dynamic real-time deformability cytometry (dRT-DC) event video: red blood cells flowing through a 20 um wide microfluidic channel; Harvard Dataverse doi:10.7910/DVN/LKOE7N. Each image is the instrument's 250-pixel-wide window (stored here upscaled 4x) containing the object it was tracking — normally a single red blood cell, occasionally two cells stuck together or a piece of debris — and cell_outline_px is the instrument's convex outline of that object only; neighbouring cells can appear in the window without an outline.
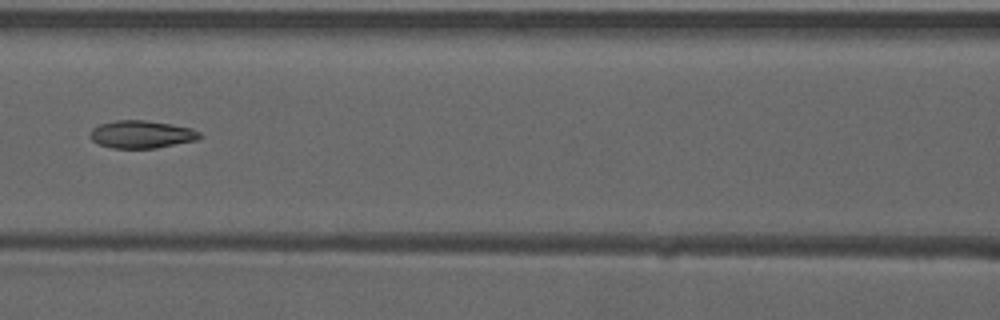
{"species": "common noctule bat (a hibernating species)", "species_latin": "Nyctalus noctula", "temperature_condition": "warm", "stored_images_in_passage": 7, "camera_frame_rate_fps": 3000, "um_per_image_px": 0.085, "animal": {"sex": "male", "forearm_length_mm": 52.5}, "frame": {"image": 1, "passage_image": 7, "time_ms": 2.0, "image_size_px": [1000, 320], "cell_outline_px": [[200, 136], [196, 140], [156, 148], [112, 148], [100, 144], [92, 140], [92, 128], [100, 124], [116, 120], [144, 120], [172, 124], [192, 128], [200, 132]], "centroid_in_image_um": [12.05, 11.41], "position_along_channel_um": 154.5, "area_um2": 17.46}}